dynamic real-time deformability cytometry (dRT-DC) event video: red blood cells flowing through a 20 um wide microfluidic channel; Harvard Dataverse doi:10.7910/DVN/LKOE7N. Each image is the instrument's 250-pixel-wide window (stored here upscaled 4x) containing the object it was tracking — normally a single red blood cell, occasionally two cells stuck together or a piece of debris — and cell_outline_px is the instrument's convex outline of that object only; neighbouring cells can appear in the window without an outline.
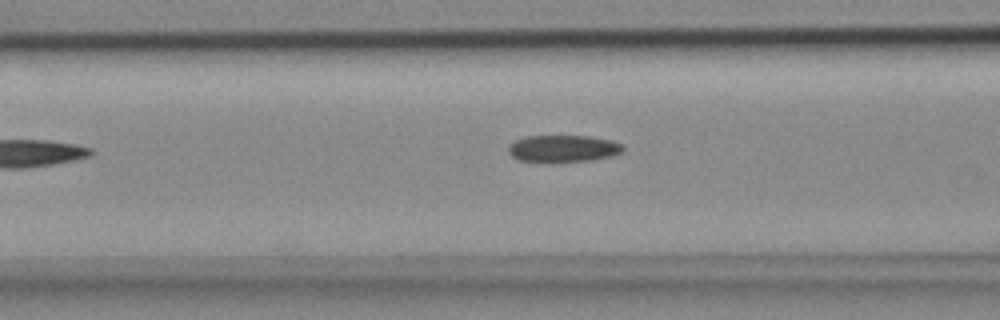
{"species": "common noctule bat (a hibernating species)", "species_latin": "Nyctalus noctula", "temperature_condition": "cold", "stored_images_in_passage": 4, "camera_frame_rate_fps": 3000, "um_per_image_px": 0.085, "animal": {"sex": "female", "body_mass_g": 18.4}, "frame": {"image": 1, "passage_image": 3, "time_ms": 0.667, "image_size_px": [1000, 320], "cell_outline_px": [[624, 148], [620, 152], [612, 156], [588, 160], [520, 160], [512, 156], [508, 152], [508, 144], [524, 136], [588, 136], [612, 140], [620, 144]], "centroid_in_image_um": [47.85, 12.59], "position_along_channel_um": 118.8, "area_um2": 17.4}}
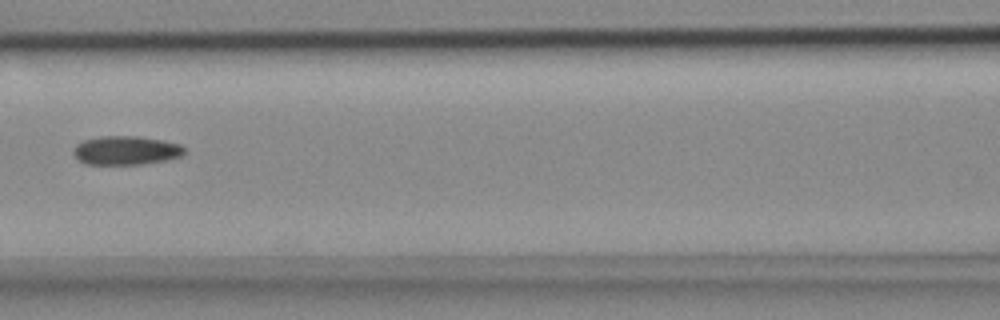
{"frame": {"image": 2, "passage_image": 4, "time_ms": 1.0, "image_size_px": [1000, 320], "cell_outline_px": [[184, 152], [180, 156], [164, 160], [140, 164], [84, 164], [72, 152], [76, 144], [84, 140], [104, 136], [136, 136], [160, 140], [180, 144], [184, 148]], "centroid_in_image_um": [10.67, 12.78], "position_along_channel_um": 155.9, "area_um2": 18.32}}